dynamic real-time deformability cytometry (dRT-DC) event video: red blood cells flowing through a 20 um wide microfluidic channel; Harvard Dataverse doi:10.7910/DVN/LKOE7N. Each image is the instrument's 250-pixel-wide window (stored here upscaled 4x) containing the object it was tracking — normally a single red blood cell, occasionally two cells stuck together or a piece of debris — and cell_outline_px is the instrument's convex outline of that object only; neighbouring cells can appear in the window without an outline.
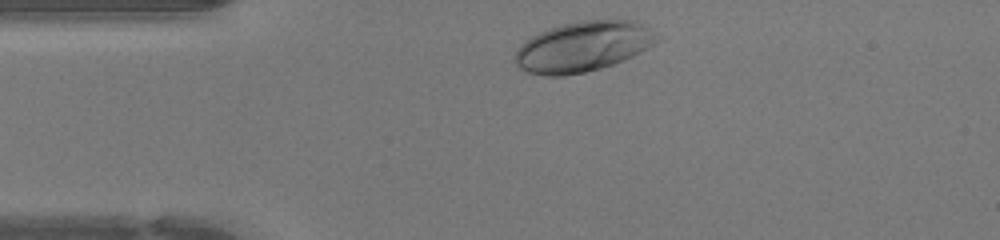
{"species": "human", "species_latin": "Homo sapiens", "temperature_condition": "warm", "stored_images_in_passage": 29, "camera_frame_rate_fps": 3000, "um_per_image_px": 0.085, "donor": {"sex": "female"}, "frame": {"image": 1, "passage_image": 1, "time_ms": 0.0, "image_size_px": [1000, 240], "cell_outline_px": [[664, 40], [624, 60], [600, 68], [584, 72], [564, 76], [544, 76], [528, 72], [520, 68], [512, 60], [516, 52], [524, 40], [548, 28], [560, 24], [580, 20], [632, 20], [648, 28]], "centroid_in_image_um": [49.55, 3.96], "position_along_channel_um": 35.4, "area_um2": 41.79}}
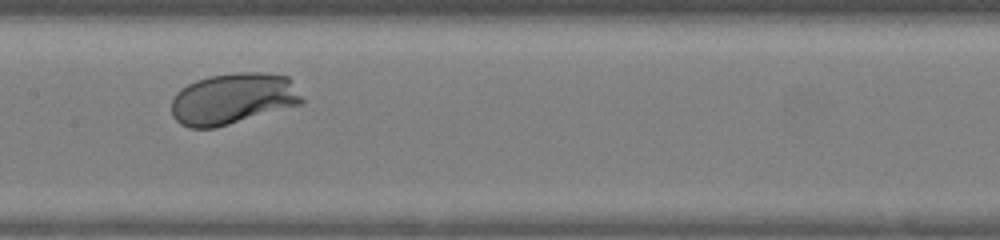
{"frame": {"image": 2, "passage_image": 14, "time_ms": 4.333, "image_size_px": [1000, 240], "cell_outline_px": [[304, 100], [300, 104], [216, 128], [188, 128], [180, 124], [172, 116], [172, 100], [176, 92], [180, 88], [196, 80], [208, 76], [236, 72], [260, 72], [288, 76]], "centroid_in_image_um": [19.76, 8.39], "position_along_channel_um": 187.6, "area_um2": 39.02}}
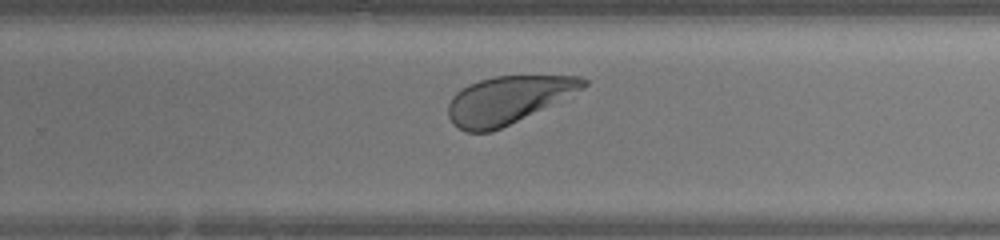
{"frame": {"image": 3, "passage_image": 21, "time_ms": 6.667, "image_size_px": [1000, 240], "cell_outline_px": [[588, 84], [584, 88], [492, 132], [468, 132], [452, 124], [448, 116], [448, 104], [452, 96], [456, 92], [468, 84], [492, 76], [580, 76], [588, 80]], "centroid_in_image_um": [43.12, 8.48], "position_along_channel_um": 286.7, "area_um2": 36.82}, "authors_computed_cell_mechanics": {"area_um2": 38.6682, "velocity_mm_per_s": 4.2517, "shape_relaxation_time_tau1_ms": 1.1634, "shape_relaxation_time_tau2_ms": 2.4645, "deformation_change_tau1": 0.1145, "deformation_change_tau2": 0.0812}}